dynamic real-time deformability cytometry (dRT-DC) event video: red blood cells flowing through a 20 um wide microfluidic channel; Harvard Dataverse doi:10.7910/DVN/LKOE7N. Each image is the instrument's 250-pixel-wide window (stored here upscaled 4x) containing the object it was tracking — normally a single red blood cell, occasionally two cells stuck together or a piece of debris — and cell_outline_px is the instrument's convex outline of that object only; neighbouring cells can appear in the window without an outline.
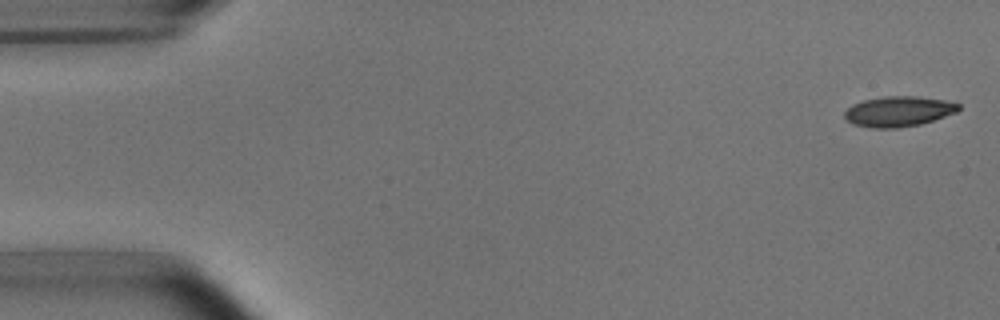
{"species": "common noctule bat (a hibernating species)", "species_latin": "Nyctalus noctula", "temperature_condition": "room temperature", "stored_images_in_passage": 4, "camera_frame_rate_fps": 3000, "um_per_image_px": 0.085, "animal": {"sex": "male", "body_mass_g": 15.6}, "frame": {"image": 1, "passage_image": 1, "time_ms": 0.0, "image_size_px": [1000, 320], "cell_outline_px": [[960, 108], [956, 112], [920, 124], [896, 128], [872, 128], [852, 124], [844, 116], [844, 112], [852, 104], [864, 100], [884, 96], [916, 96], [944, 100], [960, 104]], "centroid_in_image_um": [76.35, 9.47], "position_along_channel_um": 8.7, "area_um2": 20.0}}